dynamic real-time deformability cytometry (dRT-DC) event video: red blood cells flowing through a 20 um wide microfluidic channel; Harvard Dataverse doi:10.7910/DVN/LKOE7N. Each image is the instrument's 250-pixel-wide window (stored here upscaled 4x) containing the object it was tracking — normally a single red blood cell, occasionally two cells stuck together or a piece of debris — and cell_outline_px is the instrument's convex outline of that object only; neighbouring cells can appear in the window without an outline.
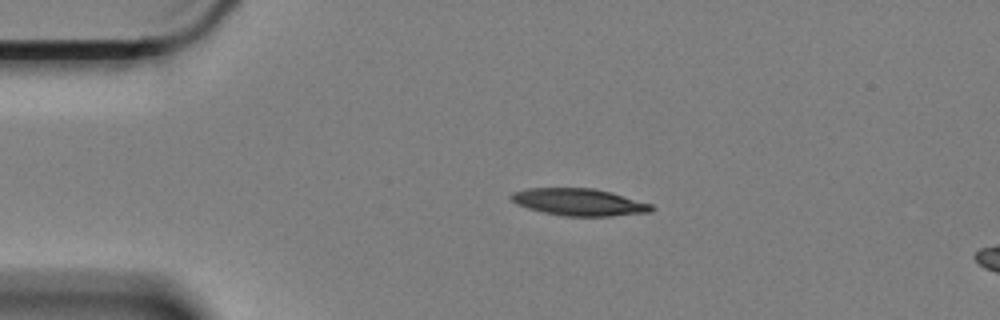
{"species": "Egyptian fruit bat (a non-hibernating species)", "species_latin": "Rousettus aegyptiacus", "temperature_condition": "cold", "stored_images_in_passage": 16, "camera_frame_rate_fps": 3000, "um_per_image_px": 0.085, "animal": {"sex": "female"}, "frame": {"image": 1, "passage_image": 11, "time_ms": 3.333, "image_size_px": [1000, 320], "cell_outline_px": [[656, 208], [652, 212], [612, 216], [564, 216], [544, 212], [528, 208], [516, 204], [508, 196], [512, 192], [528, 188], [592, 188], [612, 192], [652, 204]], "centroid_in_image_um": [49.24, 17.18], "position_along_channel_um": 35.8, "area_um2": 22.31}}